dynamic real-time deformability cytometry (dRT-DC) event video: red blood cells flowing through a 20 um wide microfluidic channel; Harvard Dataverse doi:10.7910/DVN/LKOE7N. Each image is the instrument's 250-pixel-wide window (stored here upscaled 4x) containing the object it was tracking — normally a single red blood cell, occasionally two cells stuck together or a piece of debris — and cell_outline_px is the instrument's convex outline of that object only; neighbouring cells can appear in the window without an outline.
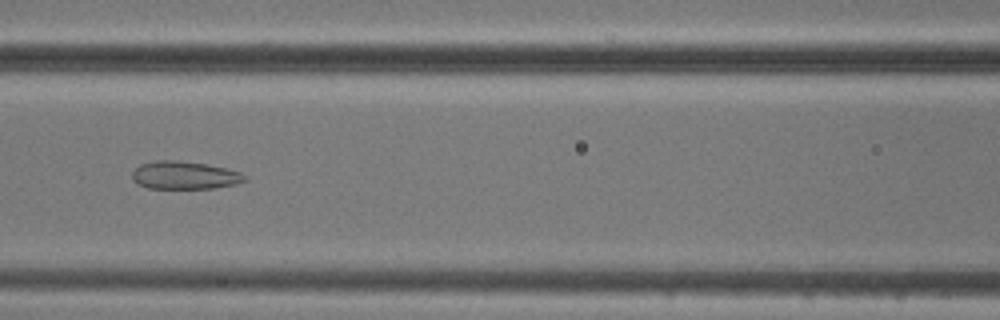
{"species": "common noctule bat (a hibernating species)", "species_latin": "Nyctalus noctula", "temperature_condition": "cold", "stored_images_in_passage": 9, "camera_frame_rate_fps": 3000, "um_per_image_px": 0.085, "animal": {"sex": "male", "body_mass_g": 20.5, "forearm_length_mm": 52.5}, "frame": {"image": 1, "passage_image": 7, "time_ms": 7.0, "image_size_px": [1000, 320], "cell_outline_px": [[248, 180], [236, 184], [212, 188], [148, 188], [136, 184], [132, 180], [132, 172], [140, 164], [156, 160], [176, 160], [204, 164], [224, 168], [240, 172], [248, 176]], "centroid_in_image_um": [15.67, 14.9], "position_along_channel_um": 150.9, "area_um2": 18.32}}
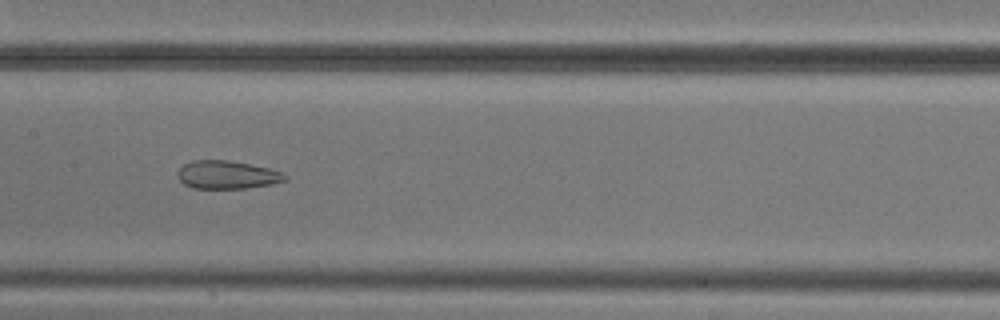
{"frame": {"image": 2, "passage_image": 8, "time_ms": 8.0, "image_size_px": [1000, 320], "cell_outline_px": [[288, 176], [284, 180], [272, 184], [244, 188], [192, 188], [184, 184], [176, 176], [180, 168], [184, 164], [192, 160], [228, 160], [268, 168], [280, 172]], "centroid_in_image_um": [19.25, 14.85], "position_along_channel_um": 188.1, "area_um2": 17.4}}
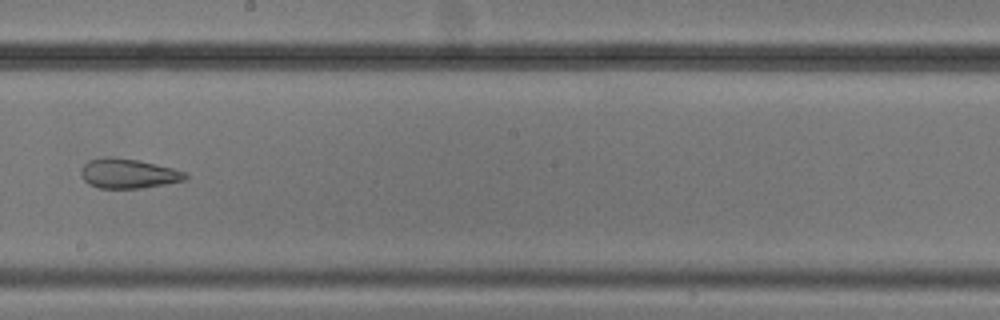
{"frame": {"image": 3, "passage_image": 9, "time_ms": 9.333, "image_size_px": [1000, 320], "cell_outline_px": [[188, 176], [184, 180], [168, 184], [140, 188], [100, 188], [88, 184], [80, 176], [80, 172], [84, 164], [88, 160], [104, 156], [108, 156], [140, 160], [188, 172]], "centroid_in_image_um": [10.89, 14.74], "position_along_channel_um": 237.3, "area_um2": 18.26}}